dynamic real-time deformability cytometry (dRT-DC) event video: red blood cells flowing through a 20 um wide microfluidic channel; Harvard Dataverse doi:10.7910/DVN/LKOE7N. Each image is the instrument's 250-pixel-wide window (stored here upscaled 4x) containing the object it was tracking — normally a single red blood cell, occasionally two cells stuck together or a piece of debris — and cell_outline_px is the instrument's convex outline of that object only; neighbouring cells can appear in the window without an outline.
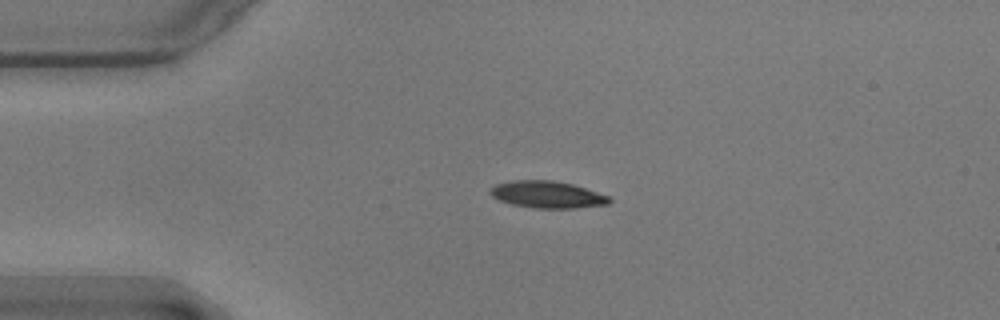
{"species": "common noctule bat (a hibernating species)", "species_latin": "Nyctalus noctula", "temperature_condition": "warm", "stored_images_in_passage": 45, "camera_frame_rate_fps": 3000, "um_per_image_px": 0.085, "animal": {"sex": "male", "body_mass_g": 17.9}, "frame": {"image": 1, "passage_image": 1, "time_ms": 0.0, "image_size_px": [1000, 320], "cell_outline_px": [[612, 200], [608, 204], [576, 208], [532, 208], [512, 204], [500, 200], [492, 196], [488, 192], [496, 184], [512, 180], [552, 180], [572, 184], [608, 196]], "centroid_in_image_um": [46.5, 16.54], "position_along_channel_um": 38.5, "area_um2": 18.55}}
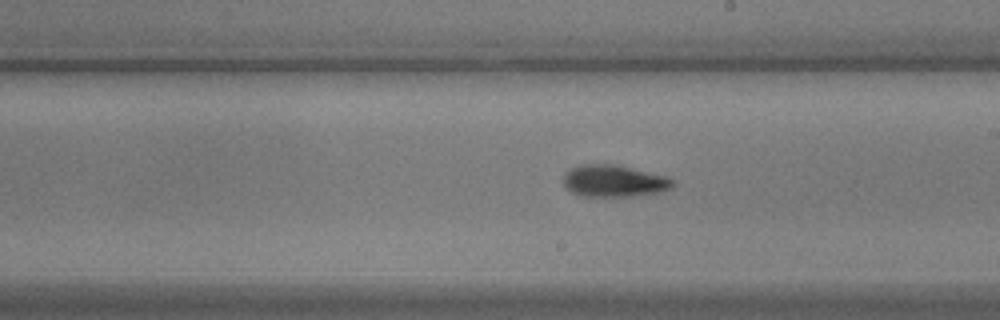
{"frame": {"image": 2, "passage_image": 20, "time_ms": 6.333, "image_size_px": [1000, 320], "cell_outline_px": [[676, 184], [672, 188], [660, 192], [632, 196], [580, 196], [564, 188], [560, 180], [564, 172], [568, 168], [580, 164], [612, 164], [668, 176]], "centroid_in_image_um": [52.11, 15.38], "position_along_channel_um": 236.9, "area_um2": 20.75}}
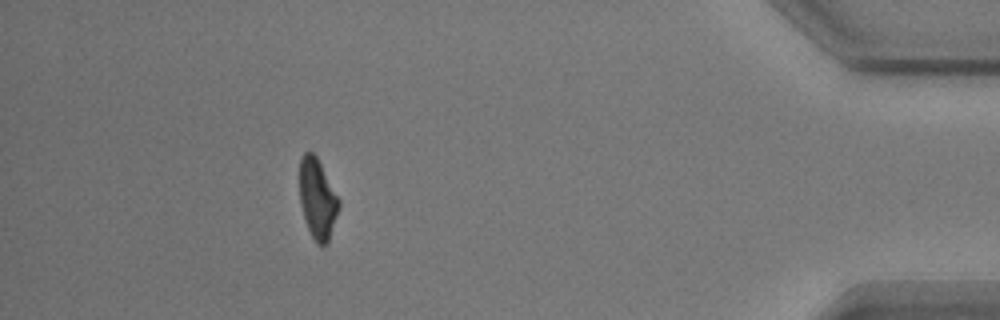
{"frame": {"image": 3, "passage_image": 39, "time_ms": 12.667, "image_size_px": [1000, 320], "cell_outline_px": [[340, 208], [328, 240], [324, 244], [316, 244], [308, 228], [300, 204], [300, 160], [304, 152], [312, 152], [316, 156], [340, 200]], "centroid_in_image_um": [26.99, 16.89], "position_along_channel_um": 408.2, "area_um2": 18.03}, "authors_computed_cell_mechanics": {"area_um2": 19.3052, "velocity_mm_per_s": 3.5722, "shape_relaxation_time_tau1_ms": 4.1537, "shape_relaxation_time_tau2_ms": 3.4802, "deformation_change_tau1": 0.1422, "deformation_change_tau2": 0.1011}}